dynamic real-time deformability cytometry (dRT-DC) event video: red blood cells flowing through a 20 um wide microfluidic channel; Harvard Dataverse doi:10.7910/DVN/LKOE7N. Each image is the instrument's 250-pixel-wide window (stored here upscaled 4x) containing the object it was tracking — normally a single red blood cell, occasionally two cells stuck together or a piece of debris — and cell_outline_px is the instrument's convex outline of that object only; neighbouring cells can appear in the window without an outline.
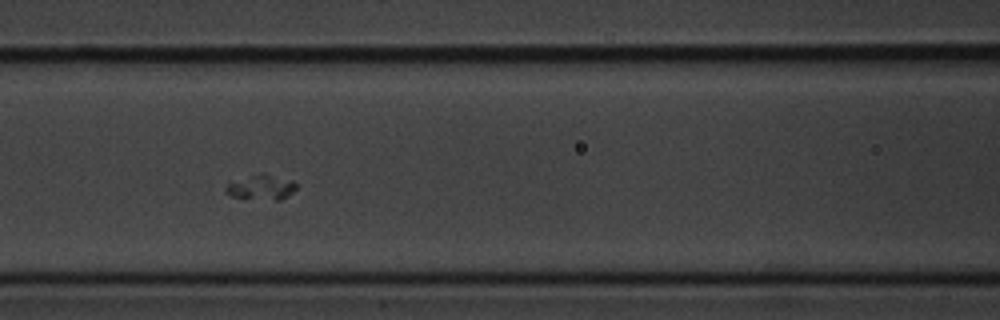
{"species": "common noctule bat (a hibernating species)", "species_latin": "Nyctalus noctula", "temperature_condition": "cold", "stored_images_in_passage": 17, "camera_frame_rate_fps": 3000, "um_per_image_px": 0.085, "animal": {"sex": "male", "body_mass_g": 20.1, "forearm_length_mm": 53.5}, "frame": {"image": 1, "passage_image": 6, "time_ms": 1.667, "image_size_px": [1000, 320], "cell_outline_px": [[296, 188], [292, 192], [280, 200], [276, 200], [232, 196], [224, 192], [224, 188], [228, 184], [260, 172], [264, 172], [292, 180], [296, 184]], "centroid_in_image_um": [22.23, 15.9], "position_along_channel_um": 144.4, "area_um2": 10.06}}